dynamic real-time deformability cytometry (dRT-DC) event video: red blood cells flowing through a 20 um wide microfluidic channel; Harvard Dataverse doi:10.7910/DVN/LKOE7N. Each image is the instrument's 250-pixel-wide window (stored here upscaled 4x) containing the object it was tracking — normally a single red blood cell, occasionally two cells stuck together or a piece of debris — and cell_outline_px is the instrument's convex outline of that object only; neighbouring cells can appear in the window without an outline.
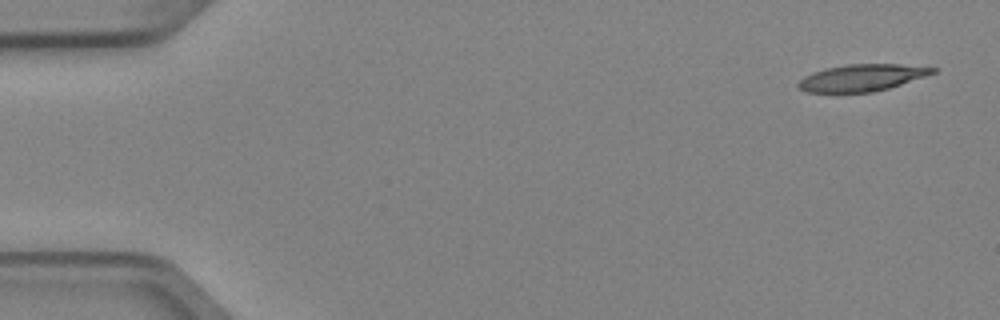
{"species": "Egyptian fruit bat (a non-hibernating species)", "species_latin": "Rousettus aegyptiacus", "temperature_condition": "cold", "stored_images_in_passage": 5, "camera_frame_rate_fps": 3000, "um_per_image_px": 0.085, "animal": {"sex": "female"}, "frame": {"image": 1, "passage_image": 1, "time_ms": 0.0, "image_size_px": [1000, 320], "cell_outline_px": [[940, 68], [936, 72], [888, 88], [872, 92], [808, 92], [800, 88], [796, 84], [804, 76], [812, 72], [824, 68], [848, 64], [900, 64]], "centroid_in_image_um": [73.25, 6.59], "position_along_channel_um": 11.8, "area_um2": 20.87}}
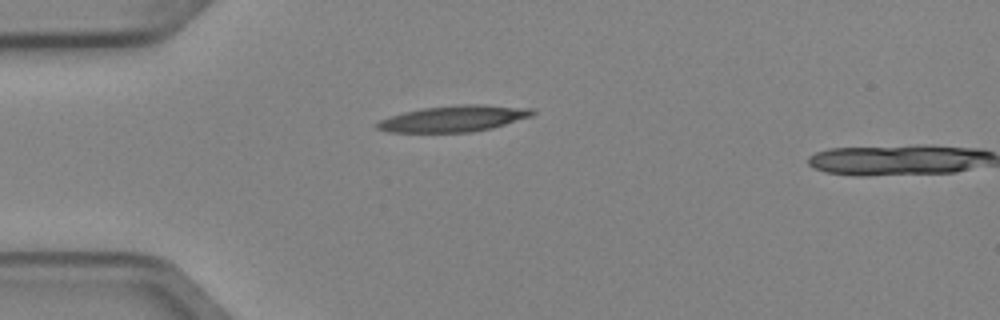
{"frame": {"image": 2, "passage_image": 4, "time_ms": 1.0, "image_size_px": [1000, 320], "cell_outline_px": [[536, 112], [532, 116], [492, 128], [472, 132], [388, 132], [376, 128], [376, 124], [380, 120], [404, 112], [424, 108], [456, 104], [480, 104], [532, 108]], "centroid_in_image_um": [38.6, 10.08], "position_along_channel_um": 46.4, "area_um2": 23.64}}